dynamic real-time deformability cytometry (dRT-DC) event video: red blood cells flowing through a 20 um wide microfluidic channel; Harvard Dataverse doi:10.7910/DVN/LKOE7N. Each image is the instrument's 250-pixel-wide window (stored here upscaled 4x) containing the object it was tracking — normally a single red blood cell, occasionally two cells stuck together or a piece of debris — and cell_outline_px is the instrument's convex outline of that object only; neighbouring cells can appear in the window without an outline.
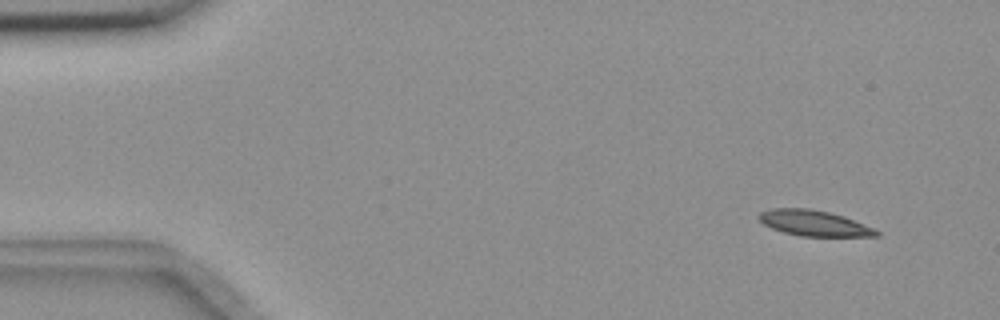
{"species": "common noctule bat (a hibernating species)", "species_latin": "Nyctalus noctula", "temperature_condition": "room temperature", "stored_images_in_passage": 4, "camera_frame_rate_fps": 3000, "um_per_image_px": 0.085, "animal": {"sex": "female", "body_mass_g": 18.4}, "frame": {"image": 1, "passage_image": 1, "time_ms": 0.0, "image_size_px": [1000, 320], "cell_outline_px": [[880, 236], [800, 236], [784, 232], [772, 228], [764, 224], [756, 216], [760, 212], [772, 208], [808, 208], [828, 212], [844, 216], [872, 228], [880, 232]], "centroid_in_image_um": [69.16, 18.96], "position_along_channel_um": 15.8, "area_um2": 17.4}}
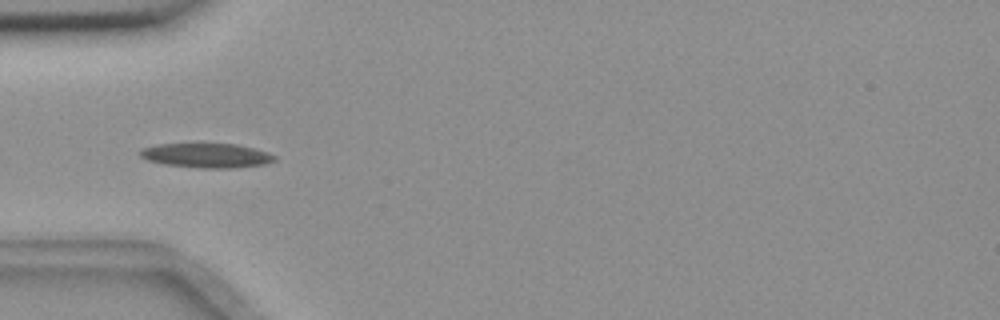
{"frame": {"image": 2, "passage_image": 4, "time_ms": 1.0, "image_size_px": [1000, 320], "cell_outline_px": [[276, 160], [264, 164], [232, 168], [200, 168], [164, 164], [148, 160], [140, 156], [136, 152], [144, 148], [156, 144], [236, 144], [268, 152], [276, 156]], "centroid_in_image_um": [17.54, 13.22], "position_along_channel_um": 67.5, "area_um2": 19.07}}